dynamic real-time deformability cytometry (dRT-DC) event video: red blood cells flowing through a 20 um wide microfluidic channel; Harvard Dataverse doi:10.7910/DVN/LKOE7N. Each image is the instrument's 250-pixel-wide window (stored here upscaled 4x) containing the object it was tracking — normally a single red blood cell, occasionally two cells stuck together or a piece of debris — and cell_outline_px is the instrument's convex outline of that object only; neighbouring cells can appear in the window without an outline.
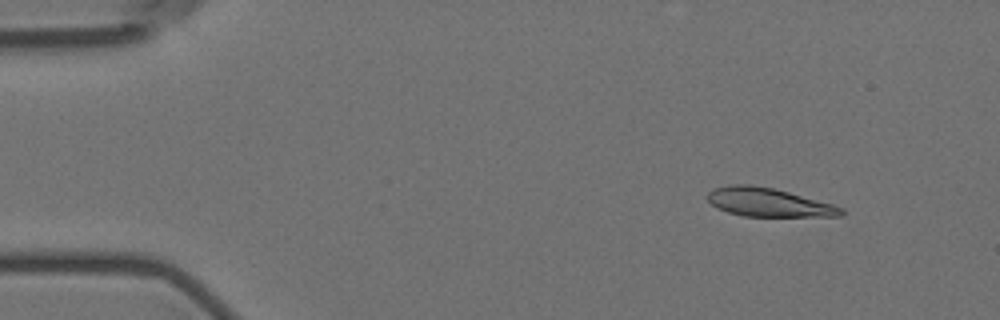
{"species": "Egyptian fruit bat (a non-hibernating species)", "species_latin": "Rousettus aegyptiacus", "temperature_condition": "room temperature", "stored_images_in_passage": 5, "camera_frame_rate_fps": 3000, "um_per_image_px": 0.085, "animal": {"sex": "female"}, "frame": {"image": 1, "passage_image": 2, "time_ms": 1.0, "image_size_px": [1000, 320], "cell_outline_px": [[844, 212], [840, 216], [744, 216], [728, 212], [716, 208], [704, 196], [708, 192], [716, 188], [732, 184], [752, 184], [772, 188], [788, 192], [832, 204], [844, 208]], "centroid_in_image_um": [65.28, 17.19], "position_along_channel_um": 19.7, "area_um2": 22.14}}